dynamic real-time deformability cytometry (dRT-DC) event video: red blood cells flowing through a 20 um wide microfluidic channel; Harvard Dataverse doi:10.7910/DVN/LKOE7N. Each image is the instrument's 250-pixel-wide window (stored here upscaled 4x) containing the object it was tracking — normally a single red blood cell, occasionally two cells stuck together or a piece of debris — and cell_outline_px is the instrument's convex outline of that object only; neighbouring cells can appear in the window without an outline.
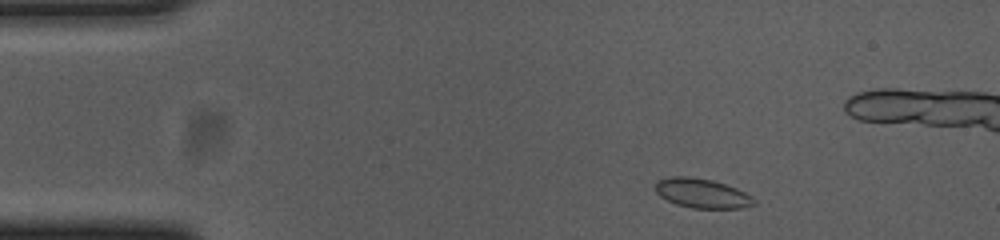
{"species": "common noctule bat (a hibernating species)", "species_latin": "Nyctalus noctula", "temperature_condition": "cold", "stored_images_in_passage": 53, "camera_frame_rate_fps": 3000, "um_per_image_px": 0.085, "animal": {"sex": "female", "body_mass_g": 23.0, "forearm_length_mm": 53.4}, "frame": {"image": 1, "passage_image": 5, "time_ms": 1.333, "image_size_px": [1000, 240], "cell_outline_px": [[756, 204], [740, 208], [692, 208], [676, 204], [660, 196], [656, 192], [656, 180], [668, 176], [688, 176], [712, 180], [736, 188], [752, 196], [756, 200]], "centroid_in_image_um": [59.66, 16.42], "position_along_channel_um": 25.3, "area_um2": 16.94}}
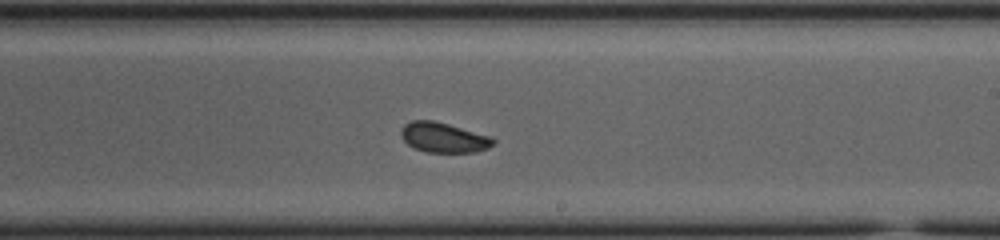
{"frame": {"image": 2, "passage_image": 29, "time_ms": 9.333, "image_size_px": [1000, 240], "cell_outline_px": [[496, 140], [488, 148], [476, 152], [424, 152], [408, 144], [400, 136], [400, 128], [404, 124], [412, 120], [432, 120], [448, 124], [488, 136]], "centroid_in_image_um": [37.65, 11.69], "position_along_channel_um": 251.4, "area_um2": 15.95}}
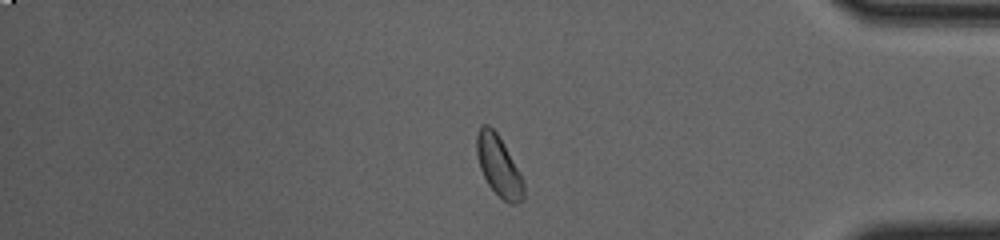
{"frame": {"image": 3, "passage_image": 43, "time_ms": 14.0, "image_size_px": [1000, 240], "cell_outline_px": [[524, 200], [516, 204], [508, 204], [488, 184], [480, 168], [476, 152], [476, 136], [480, 128], [484, 124], [488, 124], [496, 132], [520, 172], [524, 180]], "centroid_in_image_um": [42.41, 14.14], "position_along_channel_um": 392.8, "area_um2": 16.42}, "authors_computed_cell_mechanics": {"area_um2": 16.3574, "velocity_mm_per_s": 3.6496, "shape_relaxation_time_tau1_ms": 6.5502, "shape_relaxation_time_tau2_ms": null, "deformation_change_tau1": 0.0629, "deformation_change_tau2": null}}